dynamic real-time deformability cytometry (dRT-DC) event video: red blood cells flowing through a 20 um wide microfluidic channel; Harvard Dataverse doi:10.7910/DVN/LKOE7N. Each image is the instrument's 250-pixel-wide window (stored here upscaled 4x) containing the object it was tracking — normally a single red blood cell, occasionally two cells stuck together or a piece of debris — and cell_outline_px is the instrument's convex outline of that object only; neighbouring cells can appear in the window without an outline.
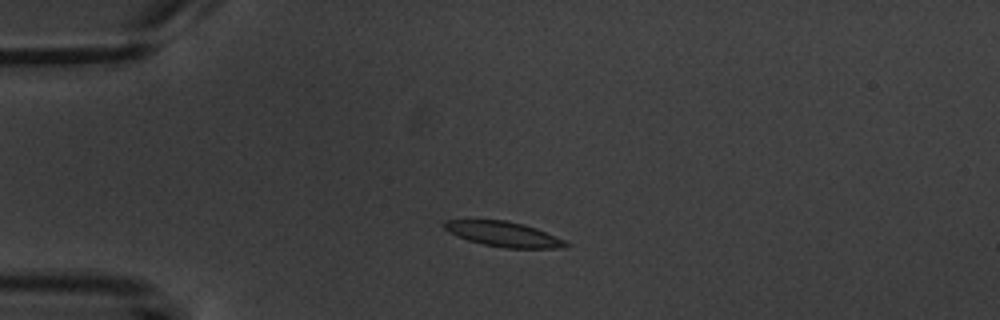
{"species": "common noctule bat (a hibernating species)", "species_latin": "Nyctalus noctula", "temperature_condition": "warm", "stored_images_in_passage": 4, "camera_frame_rate_fps": 3000, "um_per_image_px": 0.085, "animal": {"sex": "male", "body_mass_g": 20.1, "forearm_length_mm": 53.5}, "frame": {"image": 1, "passage_image": 3, "time_ms": 2.333, "image_size_px": [1000, 320], "cell_outline_px": [[568, 248], [504, 248], [484, 244], [468, 240], [456, 236], [444, 228], [440, 224], [444, 220], [508, 220], [524, 224], [536, 228], [556, 236], [564, 240], [568, 244]], "centroid_in_image_um": [42.79, 19.89], "position_along_channel_um": 42.2, "area_um2": 17.8}}